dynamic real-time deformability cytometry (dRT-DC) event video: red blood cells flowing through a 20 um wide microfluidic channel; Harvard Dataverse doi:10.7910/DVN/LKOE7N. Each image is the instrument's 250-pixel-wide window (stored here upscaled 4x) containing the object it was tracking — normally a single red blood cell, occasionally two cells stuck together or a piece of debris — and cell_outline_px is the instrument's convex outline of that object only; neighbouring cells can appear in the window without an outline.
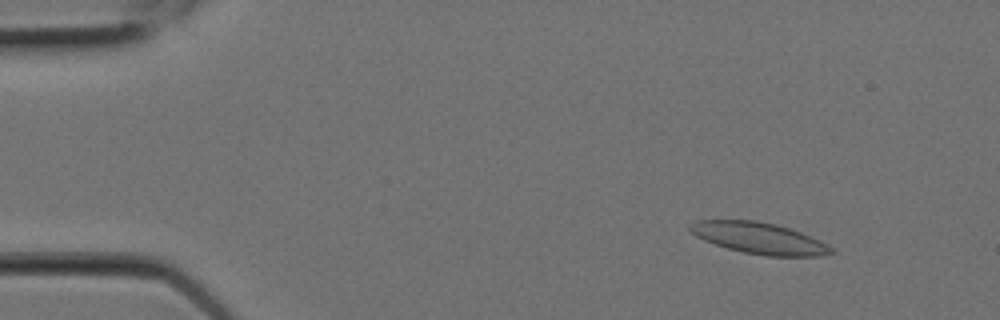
{"species": "Egyptian fruit bat (a non-hibernating species)", "species_latin": "Rousettus aegyptiacus", "temperature_condition": "room temperature", "stored_images_in_passage": 5, "camera_frame_rate_fps": 3000, "um_per_image_px": 0.085, "animal": {"sex": "female"}, "frame": {"image": 1, "passage_image": 2, "time_ms": 0.333, "image_size_px": [1000, 320], "cell_outline_px": [[836, 252], [820, 256], [768, 256], [744, 252], [728, 248], [704, 240], [696, 236], [688, 228], [688, 224], [696, 220], [756, 220], [776, 224], [800, 232], [820, 240], [828, 244]], "centroid_in_image_um": [64.53, 20.24], "position_along_channel_um": 20.5, "area_um2": 25.72}}
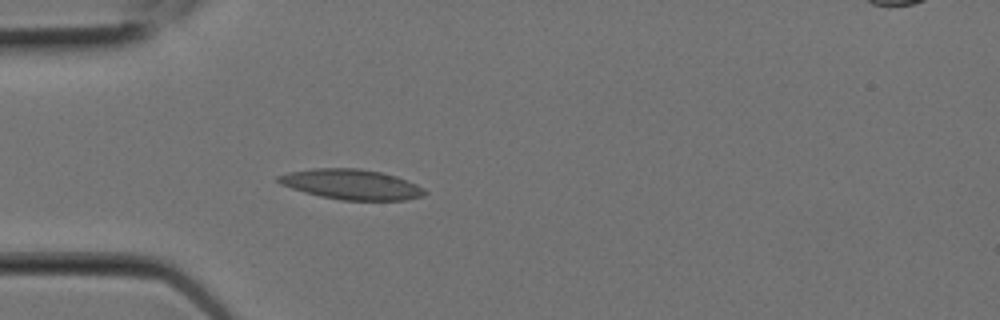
{"frame": {"image": 2, "passage_image": 5, "time_ms": 1.333, "image_size_px": [1000, 320], "cell_outline_px": [[428, 192], [424, 196], [404, 200], [340, 200], [320, 196], [304, 192], [280, 184], [276, 180], [276, 176], [288, 172], [312, 168], [360, 168], [380, 172], [396, 176], [416, 184], [424, 188]], "centroid_in_image_um": [29.86, 15.67], "position_along_channel_um": 55.1, "area_um2": 25.84}}